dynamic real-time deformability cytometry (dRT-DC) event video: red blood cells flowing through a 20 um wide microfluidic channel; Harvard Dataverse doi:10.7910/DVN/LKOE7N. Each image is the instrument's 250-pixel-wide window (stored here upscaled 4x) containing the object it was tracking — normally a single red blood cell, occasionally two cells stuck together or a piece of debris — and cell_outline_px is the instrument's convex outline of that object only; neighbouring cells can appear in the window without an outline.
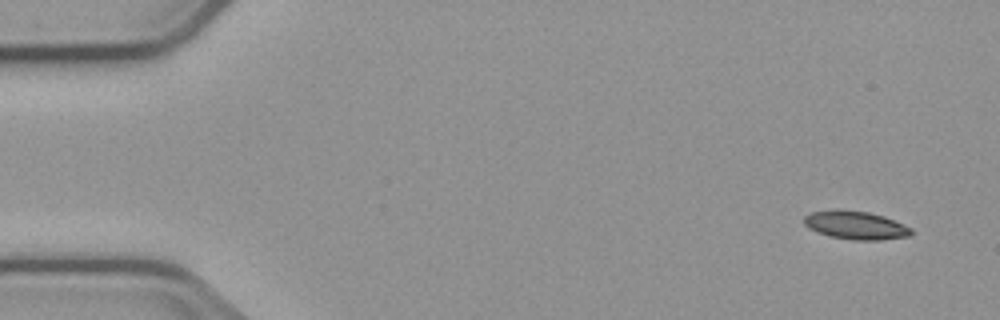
{"species": "common noctule bat (a hibernating species)", "species_latin": "Nyctalus noctula", "temperature_condition": "cold", "stored_images_in_passage": 4, "camera_frame_rate_fps": 3000, "um_per_image_px": 0.085, "animal": {"sex": "male", "body_mass_g": 23.1, "forearm_length_mm": 52.7}, "frame": {"image": 1, "passage_image": 1, "time_ms": 0.0, "image_size_px": [1000, 320], "cell_outline_px": [[912, 232], [908, 236], [880, 240], [852, 240], [828, 236], [808, 228], [804, 224], [804, 216], [812, 212], [868, 212], [884, 216], [912, 228]], "centroid_in_image_um": [72.76, 19.19], "position_along_channel_um": 12.2, "area_um2": 16.99}}
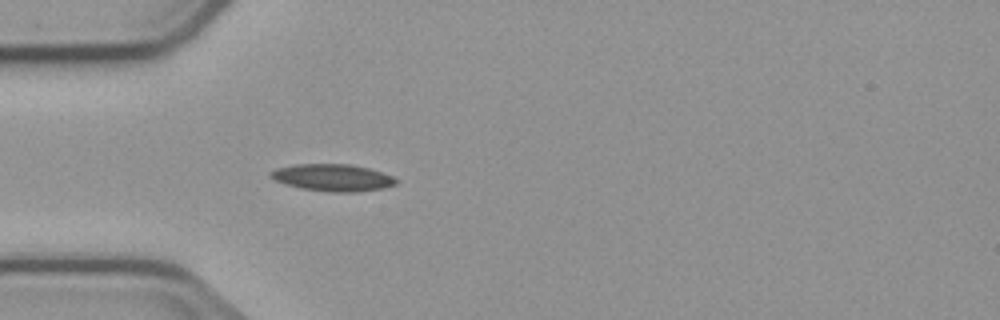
{"frame": {"image": 2, "passage_image": 4, "time_ms": 4.333, "image_size_px": [1000, 320], "cell_outline_px": [[396, 184], [384, 188], [356, 192], [332, 192], [300, 188], [276, 180], [268, 176], [268, 172], [276, 168], [292, 164], [352, 164], [368, 168], [392, 176], [396, 180]], "centroid_in_image_um": [28.24, 15.09], "position_along_channel_um": 56.8, "area_um2": 19.71}}